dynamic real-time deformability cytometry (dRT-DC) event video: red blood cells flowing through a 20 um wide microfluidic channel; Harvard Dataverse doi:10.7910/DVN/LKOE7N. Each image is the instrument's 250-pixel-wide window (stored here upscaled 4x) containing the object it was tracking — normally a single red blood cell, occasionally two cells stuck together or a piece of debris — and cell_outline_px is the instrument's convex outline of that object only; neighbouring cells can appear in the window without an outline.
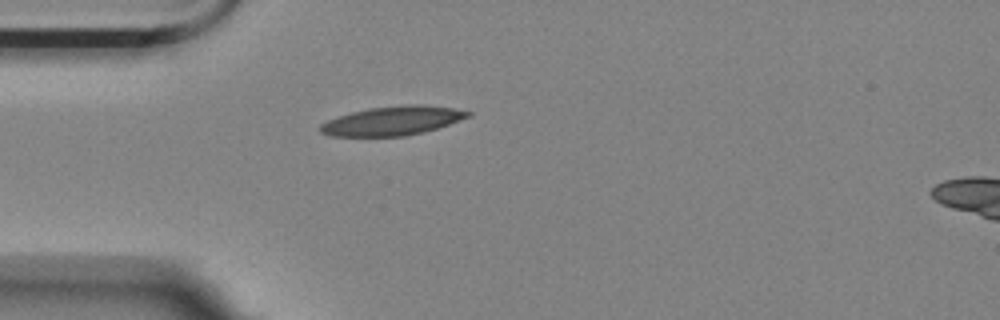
{"species": "Egyptian fruit bat (a non-hibernating species)", "species_latin": "Rousettus aegyptiacus", "temperature_condition": "room temperature", "stored_images_in_passage": 1, "camera_frame_rate_fps": 3000, "um_per_image_px": 0.085, "animal": {"sex": "female"}, "frame": {"image": 1, "passage_image": 1, "time_ms": 0.0, "image_size_px": [1000, 320], "cell_outline_px": [[472, 116], [424, 132], [404, 136], [332, 136], [320, 132], [320, 124], [328, 120], [352, 112], [368, 108], [408, 104], [424, 104], [452, 108], [472, 112]], "centroid_in_image_um": [33.38, 10.26], "position_along_channel_um": 51.6, "area_um2": 24.85}}